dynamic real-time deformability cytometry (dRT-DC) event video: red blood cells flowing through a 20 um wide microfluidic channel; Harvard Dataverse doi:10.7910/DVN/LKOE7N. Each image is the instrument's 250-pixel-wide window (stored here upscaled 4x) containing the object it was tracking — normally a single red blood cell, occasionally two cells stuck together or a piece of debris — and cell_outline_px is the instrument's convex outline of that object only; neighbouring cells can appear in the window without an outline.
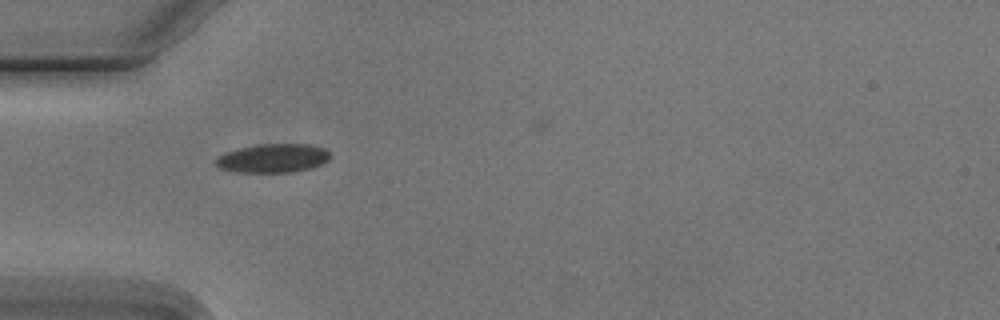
{"species": "Egyptian fruit bat (a non-hibernating species)", "species_latin": "Rousettus aegyptiacus", "temperature_condition": "cold", "stored_images_in_passage": 1, "camera_frame_rate_fps": 3000, "um_per_image_px": 0.085, "animal": {"sex": "male"}, "frame": {"image": 1, "passage_image": 1, "time_ms": 0.0, "image_size_px": [1000, 320], "cell_outline_px": [[328, 160], [312, 168], [292, 172], [240, 172], [220, 168], [216, 164], [216, 156], [224, 152], [240, 148], [260, 144], [312, 144], [324, 148], [328, 152]], "centroid_in_image_um": [23.19, 13.44], "position_along_channel_um": 61.8, "area_um2": 19.07}}